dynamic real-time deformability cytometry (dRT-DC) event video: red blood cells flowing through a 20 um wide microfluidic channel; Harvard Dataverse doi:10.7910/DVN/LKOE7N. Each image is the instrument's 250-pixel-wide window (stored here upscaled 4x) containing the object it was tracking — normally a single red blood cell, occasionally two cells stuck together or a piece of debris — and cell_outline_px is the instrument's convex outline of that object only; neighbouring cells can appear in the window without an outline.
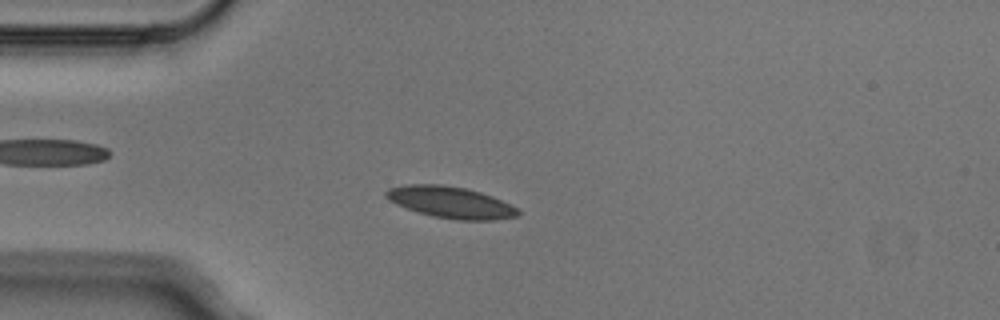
{"species": "Egyptian fruit bat (a non-hibernating species)", "species_latin": "Rousettus aegyptiacus", "temperature_condition": "cold", "stored_images_in_passage": 4, "camera_frame_rate_fps": 3000, "um_per_image_px": 0.085, "animal": {"sex": "male"}, "frame": {"image": 1, "passage_image": 3, "time_ms": 0.667, "image_size_px": [1000, 320], "cell_outline_px": [[520, 212], [516, 216], [492, 220], [456, 220], [432, 216], [396, 204], [388, 200], [384, 196], [384, 192], [388, 188], [404, 184], [444, 184], [464, 188], [480, 192], [492, 196], [520, 208]], "centroid_in_image_um": [38.29, 17.18], "position_along_channel_um": 46.7, "area_um2": 24.33}}